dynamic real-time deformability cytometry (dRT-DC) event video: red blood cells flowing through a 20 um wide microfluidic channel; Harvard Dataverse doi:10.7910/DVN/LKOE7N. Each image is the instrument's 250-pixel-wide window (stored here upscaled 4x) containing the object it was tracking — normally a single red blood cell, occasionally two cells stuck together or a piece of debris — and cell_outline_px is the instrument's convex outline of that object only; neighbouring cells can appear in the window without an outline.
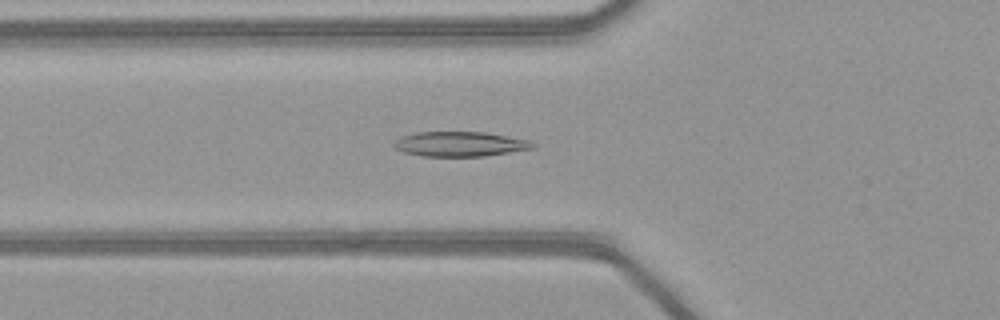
{"species": "common noctule bat (a hibernating species)", "species_latin": "Nyctalus noctula", "temperature_condition": "warm", "stored_images_in_passage": 49, "camera_frame_rate_fps": 3000, "um_per_image_px": 0.085, "animal": {"sex": "female", "body_mass_g": 21.9}, "frame": {"image": 1, "passage_image": 18, "time_ms": 5.667, "image_size_px": [1000, 320], "cell_outline_px": [[536, 148], [484, 156], [424, 156], [404, 152], [396, 148], [392, 144], [396, 140], [404, 136], [416, 132], [484, 132], [508, 136], [528, 140], [536, 144]], "centroid_in_image_um": [39.14, 12.24], "position_along_channel_um": 86.7, "area_um2": 19.94}}
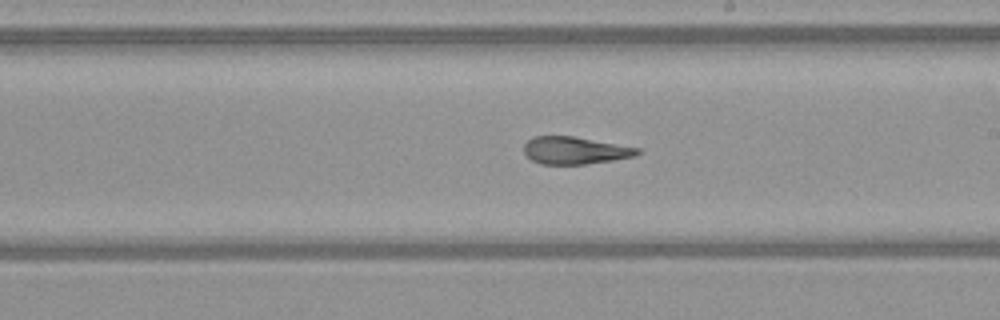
{"frame": {"image": 2, "passage_image": 29, "time_ms": 9.333, "image_size_px": [1000, 320], "cell_outline_px": [[640, 152], [636, 156], [612, 160], [584, 164], [540, 164], [532, 160], [524, 152], [524, 144], [532, 136], [572, 136], [640, 148]], "centroid_in_image_um": [48.85, 12.78], "position_along_channel_um": 240.1, "area_um2": 17.98}}
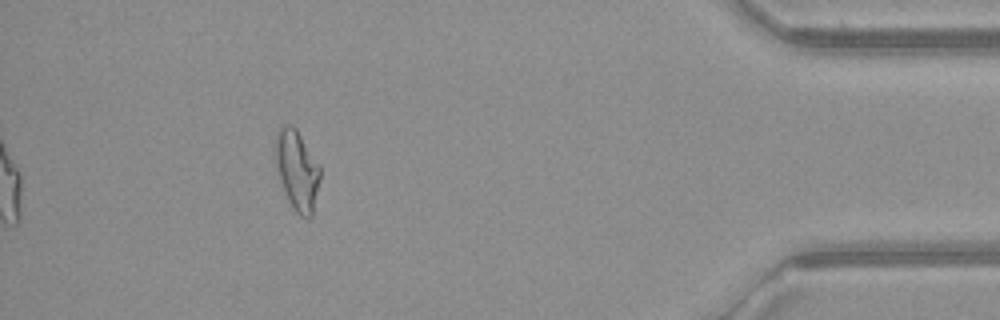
{"frame": {"image": 3, "passage_image": 45, "time_ms": 14.667, "image_size_px": [1000, 320], "cell_outline_px": [[320, 180], [312, 216], [308, 220], [300, 216], [292, 208], [284, 192], [280, 180], [276, 164], [276, 136], [280, 128], [284, 124], [292, 124], [296, 128], [320, 164]], "centroid_in_image_um": [25.28, 14.49], "position_along_channel_um": 409.9, "area_um2": 20.92}, "authors_computed_cell_mechanics": {"area_um2": 20.1144, "velocity_mm_per_s": 4.1514, "shape_relaxation_time_tau1_ms": 9.8602, "shape_relaxation_time_tau2_ms": 1.616, "deformation_change_tau1": 0.277, "deformation_change_tau2": 0.1035}}